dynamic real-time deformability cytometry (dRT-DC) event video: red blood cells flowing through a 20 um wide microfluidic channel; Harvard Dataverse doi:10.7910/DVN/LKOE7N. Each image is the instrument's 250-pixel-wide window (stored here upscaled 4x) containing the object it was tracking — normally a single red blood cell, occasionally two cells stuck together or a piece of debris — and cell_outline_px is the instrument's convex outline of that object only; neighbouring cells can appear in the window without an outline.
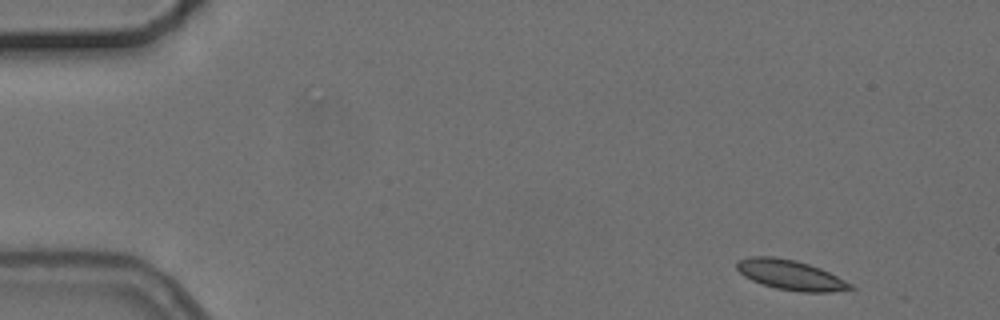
{"species": "common noctule bat (a hibernating species)", "species_latin": "Nyctalus noctula", "temperature_condition": "cold", "stored_images_in_passage": 5, "camera_frame_rate_fps": 3000, "um_per_image_px": 0.085, "animal": {"sex": "female", "body_mass_g": 24.6, "forearm_length_mm": 56.2}, "frame": {"image": 1, "passage_image": 1, "time_ms": 0.0, "image_size_px": [1000, 320], "cell_outline_px": [[856, 288], [832, 292], [800, 292], [776, 288], [760, 284], [744, 276], [736, 268], [736, 264], [740, 260], [752, 256], [772, 256], [796, 260], [820, 268], [852, 284]], "centroid_in_image_um": [67.19, 23.38], "position_along_channel_um": 17.8, "area_um2": 19.71}}
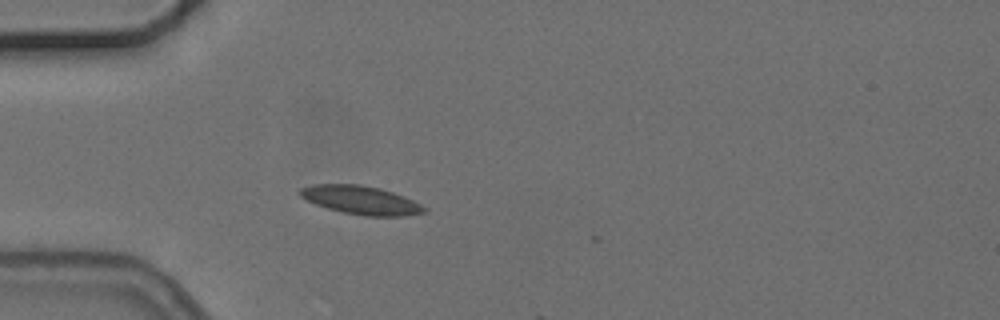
{"frame": {"image": 2, "passage_image": 4, "time_ms": 3.667, "image_size_px": [1000, 320], "cell_outline_px": [[428, 212], [404, 216], [364, 216], [344, 212], [328, 208], [316, 204], [300, 196], [296, 192], [300, 188], [312, 184], [360, 184], [380, 188], [404, 196], [428, 208]], "centroid_in_image_um": [30.69, 17.0], "position_along_channel_um": 54.3, "area_um2": 20.69}}